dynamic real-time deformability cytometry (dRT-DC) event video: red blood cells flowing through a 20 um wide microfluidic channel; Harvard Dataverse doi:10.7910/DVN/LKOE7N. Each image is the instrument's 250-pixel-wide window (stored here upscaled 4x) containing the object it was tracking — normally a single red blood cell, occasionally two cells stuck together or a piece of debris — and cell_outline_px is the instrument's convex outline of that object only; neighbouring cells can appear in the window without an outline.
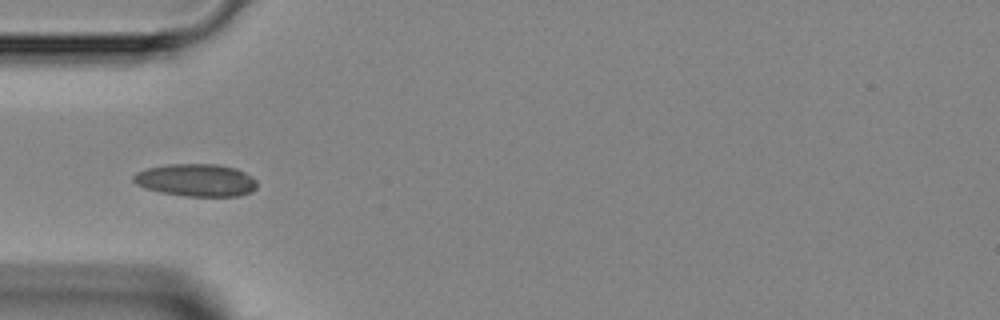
{"species": "Egyptian fruit bat (a non-hibernating species)", "species_latin": "Rousettus aegyptiacus", "temperature_condition": "room temperature", "stored_images_in_passage": 5, "camera_frame_rate_fps": 3000, "um_per_image_px": 0.085, "animal": {"sex": "female"}, "frame": {"image": 1, "passage_image": 4, "time_ms": 4.333, "image_size_px": [1000, 320], "cell_outline_px": [[256, 188], [252, 192], [240, 196], [184, 196], [160, 192], [144, 188], [136, 184], [132, 180], [132, 176], [136, 172], [148, 168], [168, 164], [216, 164], [236, 168], [252, 176], [256, 180]], "centroid_in_image_um": [16.67, 15.31], "position_along_channel_um": 68.3, "area_um2": 23.58}}
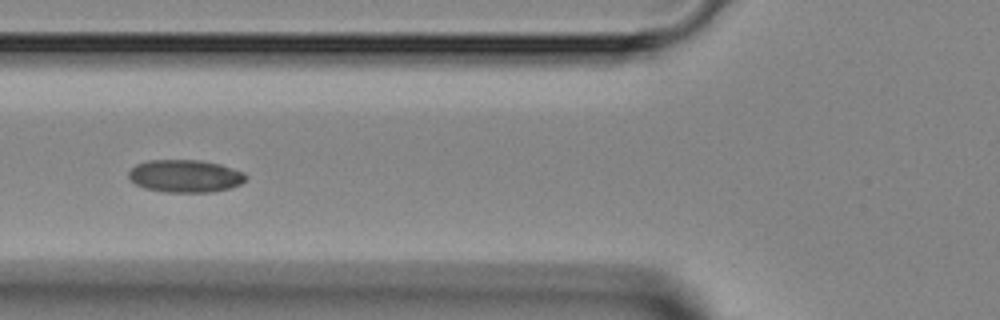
{"frame": {"image": 2, "passage_image": 5, "time_ms": 5.333, "image_size_px": [1000, 320], "cell_outline_px": [[248, 180], [240, 184], [228, 188], [212, 192], [164, 192], [144, 188], [136, 184], [128, 176], [128, 172], [136, 164], [148, 160], [200, 160], [220, 164], [244, 172], [248, 176]], "centroid_in_image_um": [15.76, 14.96], "position_along_channel_um": 110.0, "area_um2": 22.37}}